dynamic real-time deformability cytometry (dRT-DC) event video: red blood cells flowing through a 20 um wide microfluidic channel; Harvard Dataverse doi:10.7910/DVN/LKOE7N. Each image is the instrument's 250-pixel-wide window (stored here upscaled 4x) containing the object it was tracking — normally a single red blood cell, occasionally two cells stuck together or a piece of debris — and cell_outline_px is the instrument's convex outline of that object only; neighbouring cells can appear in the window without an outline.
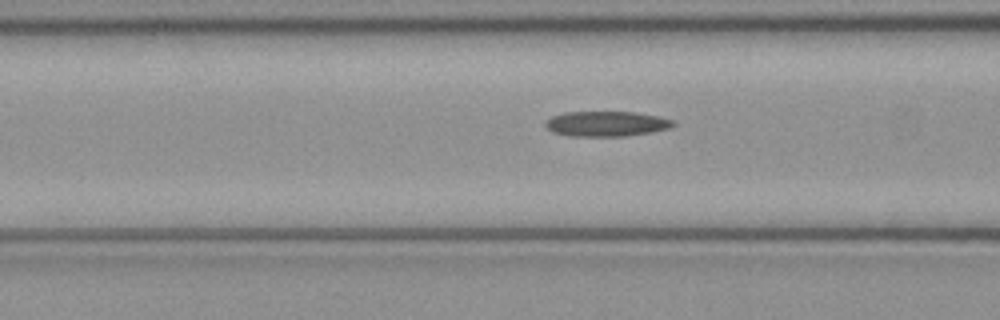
{"species": "common noctule bat (a hibernating species)", "species_latin": "Nyctalus noctula", "temperature_condition": "cold", "stored_images_in_passage": 46, "camera_frame_rate_fps": 3000, "um_per_image_px": 0.085, "animal": {"sex": "female", "body_mass_g": 21.9}, "frame": {"image": 1, "passage_image": 15, "time_ms": 4.667, "image_size_px": [1000, 320], "cell_outline_px": [[676, 124], [668, 128], [652, 132], [624, 136], [568, 136], [552, 132], [544, 124], [552, 116], [564, 112], [636, 112], [676, 120]], "centroid_in_image_um": [51.55, 10.52], "position_along_channel_um": 115.0, "area_um2": 18.73}}
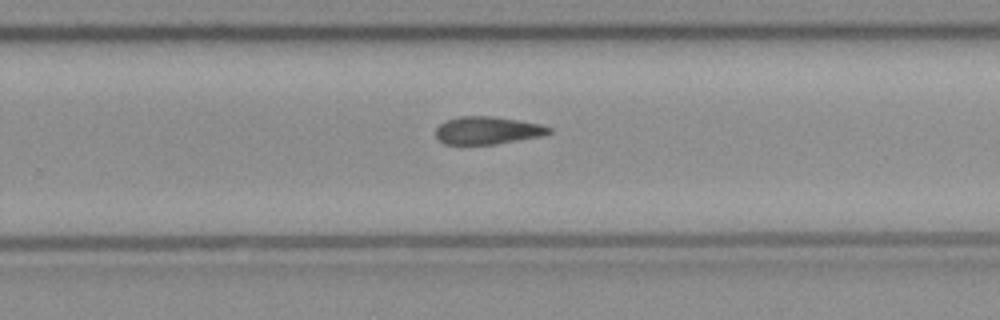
{"frame": {"image": 2, "passage_image": 28, "time_ms": 9.0, "image_size_px": [1000, 320], "cell_outline_px": [[552, 132], [544, 136], [496, 144], [444, 144], [436, 136], [436, 128], [440, 124], [448, 120], [460, 116], [492, 116], [540, 124], [552, 128]], "centroid_in_image_um": [41.47, 11.09], "position_along_channel_um": 288.3, "area_um2": 18.21}}
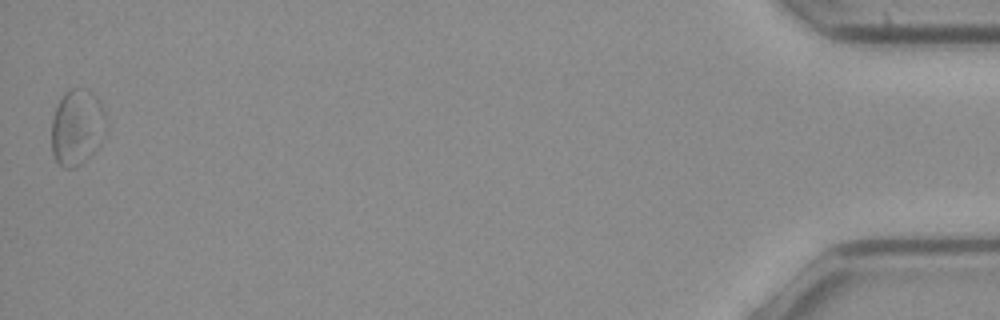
{"frame": {"image": 3, "passage_image": 46, "time_ms": 15.0, "image_size_px": [1000, 320], "cell_outline_px": [[108, 132], [92, 156], [76, 168], [64, 168], [56, 160], [52, 152], [52, 120], [56, 108], [64, 92], [72, 88], [88, 88], [92, 92], [100, 104], [108, 120]], "centroid_in_image_um": [6.6, 10.84], "position_along_channel_um": 428.6, "area_um2": 24.74}}